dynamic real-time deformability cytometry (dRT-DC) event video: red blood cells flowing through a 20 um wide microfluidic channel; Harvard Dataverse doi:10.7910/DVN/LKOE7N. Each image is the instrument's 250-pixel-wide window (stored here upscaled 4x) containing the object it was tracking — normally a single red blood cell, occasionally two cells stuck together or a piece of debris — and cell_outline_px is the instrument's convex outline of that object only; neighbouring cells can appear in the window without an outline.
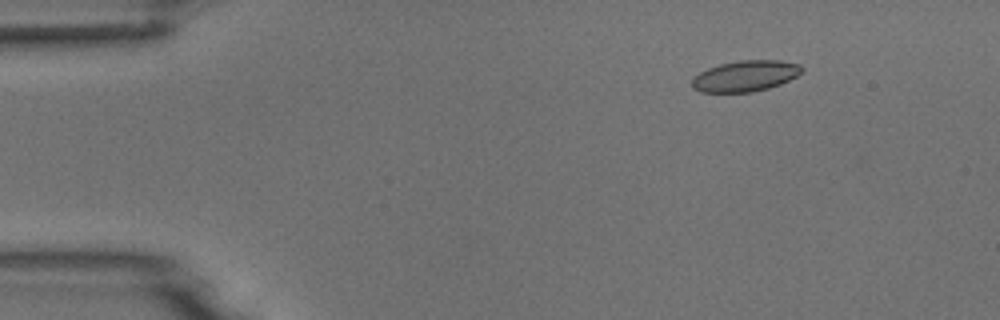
{"species": "common noctule bat (a hibernating species)", "species_latin": "Nyctalus noctula", "temperature_condition": "room temperature", "stored_images_in_passage": 5, "camera_frame_rate_fps": 3000, "um_per_image_px": 0.085, "animal": {"sex": "male", "body_mass_g": 18.8}, "frame": {"image": 1, "passage_image": 2, "time_ms": 1.333, "image_size_px": [1000, 320], "cell_outline_px": [[804, 72], [780, 84], [768, 88], [752, 92], [700, 92], [692, 88], [692, 80], [700, 72], [708, 68], [720, 64], [740, 60], [780, 60], [800, 64], [804, 68]], "centroid_in_image_um": [63.38, 6.45], "position_along_channel_um": 21.6, "area_um2": 19.83}}
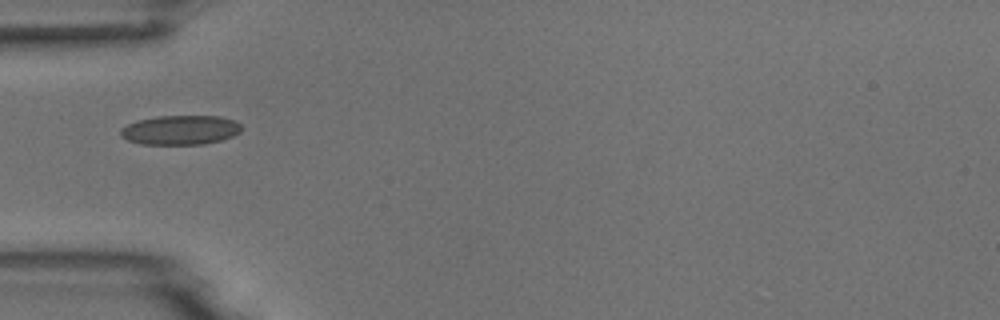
{"frame": {"image": 2, "passage_image": 5, "time_ms": 4.667, "image_size_px": [1000, 320], "cell_outline_px": [[244, 128], [240, 132], [232, 136], [220, 140], [204, 144], [140, 144], [128, 140], [120, 136], [120, 128], [128, 124], [140, 120], [160, 116], [220, 116], [232, 120], [240, 124]], "centroid_in_image_um": [15.34, 11.05], "position_along_channel_um": 69.7, "area_um2": 20.63}}